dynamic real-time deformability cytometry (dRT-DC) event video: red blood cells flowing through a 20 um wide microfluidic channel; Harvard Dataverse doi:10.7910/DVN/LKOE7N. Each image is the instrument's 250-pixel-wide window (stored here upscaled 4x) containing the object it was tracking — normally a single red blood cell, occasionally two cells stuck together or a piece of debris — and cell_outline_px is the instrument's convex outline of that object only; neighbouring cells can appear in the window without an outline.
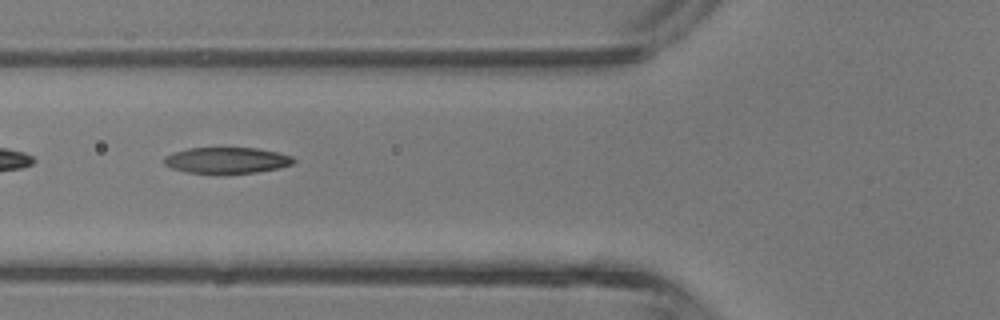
{"species": "common noctule bat (a hibernating species)", "species_latin": "Nyctalus noctula", "temperature_condition": "room temperature", "stored_images_in_passage": 43, "segment_of_instrument_passage": [2, 2], "camera_frame_rate_fps": 3000, "um_per_image_px": 0.085, "animal": {"sex": "male", "body_mass_g": 13.3}, "frame": {"image": 1, "passage_image": 16, "time_ms": 5.0, "image_size_px": [1000, 320], "cell_outline_px": [[296, 160], [292, 164], [276, 168], [256, 172], [188, 172], [172, 168], [164, 164], [164, 156], [172, 152], [188, 148], [256, 148], [276, 152], [292, 156]], "centroid_in_image_um": [19.25, 13.6], "position_along_channel_um": 106.6, "area_um2": 19.19}}
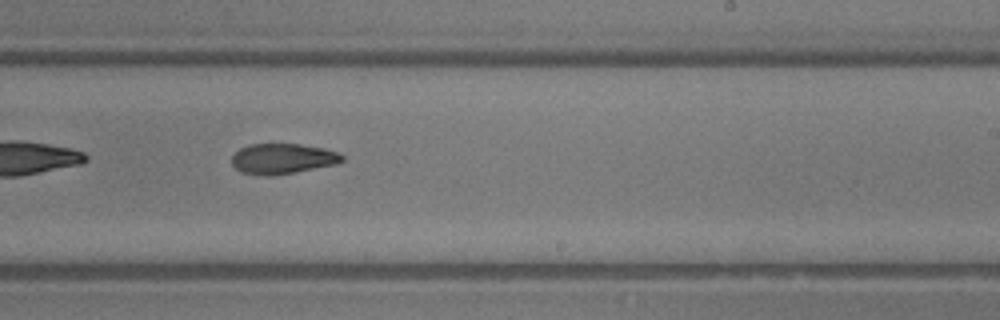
{"frame": {"image": 2, "passage_image": 26, "time_ms": 8.333, "image_size_px": [1000, 320], "cell_outline_px": [[344, 160], [336, 164], [292, 172], [268, 176], [264, 176], [240, 172], [232, 164], [232, 156], [240, 148], [248, 144], [300, 144], [324, 148], [340, 152], [344, 156]], "centroid_in_image_um": [24.02, 13.48], "position_along_channel_um": 265.0, "area_um2": 19.48}}
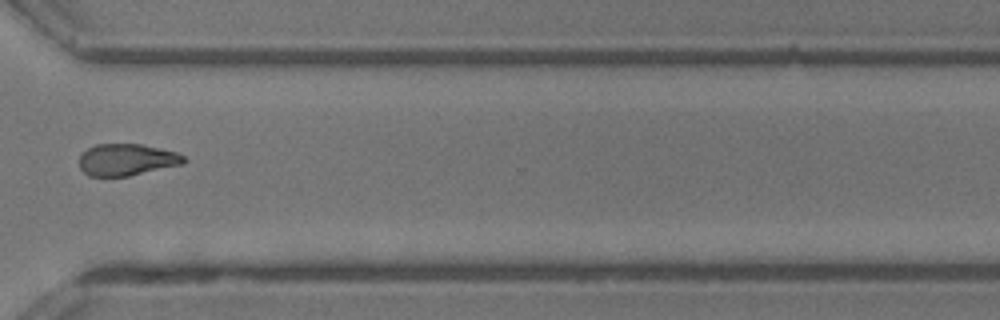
{"frame": {"image": 3, "passage_image": 32, "time_ms": 10.333, "image_size_px": [1000, 320], "cell_outline_px": [[188, 160], [184, 164], [128, 176], [88, 176], [80, 168], [80, 156], [88, 148], [96, 144], [140, 144], [160, 148], [176, 152], [184, 156]], "centroid_in_image_um": [10.8, 13.58], "position_along_channel_um": 359.8, "area_um2": 19.36}}